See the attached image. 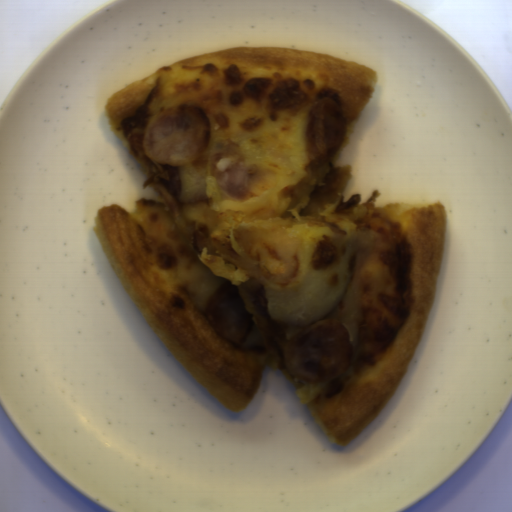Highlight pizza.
I'll return each mask as SVG.
<instances>
[{
  "mask_svg": "<svg viewBox=\"0 0 512 512\" xmlns=\"http://www.w3.org/2000/svg\"><path fill=\"white\" fill-rule=\"evenodd\" d=\"M378 70L314 51L238 46L166 64L103 112L159 199L109 203L91 225L166 350L231 412L268 366L328 443L346 447L403 382L434 304L442 201H344L337 165ZM329 96L347 119L326 162L305 138Z\"/></svg>",
  "mask_w": 512,
  "mask_h": 512,
  "instance_id": "dd6c1bee",
  "label": "pizza"
}]
</instances>
